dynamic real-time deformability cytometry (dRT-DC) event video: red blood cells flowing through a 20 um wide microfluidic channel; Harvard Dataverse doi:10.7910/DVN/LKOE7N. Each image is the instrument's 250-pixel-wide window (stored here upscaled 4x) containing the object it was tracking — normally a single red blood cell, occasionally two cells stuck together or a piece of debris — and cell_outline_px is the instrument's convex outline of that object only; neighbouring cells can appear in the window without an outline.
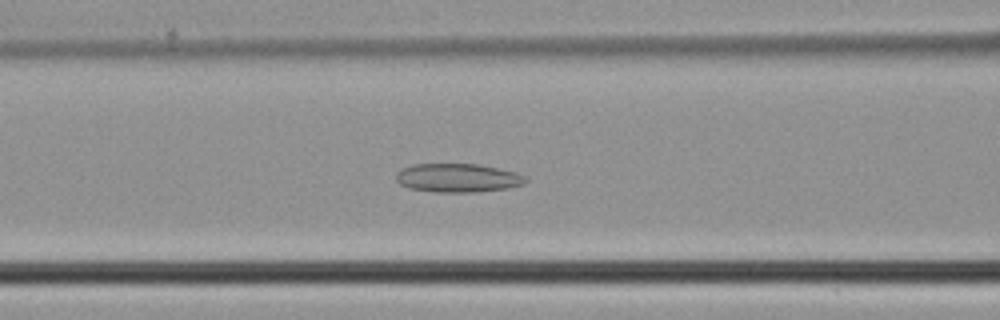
{"species": "common noctule bat (a hibernating species)", "species_latin": "Nyctalus noctula", "temperature_condition": "cold", "stored_images_in_passage": 36, "camera_frame_rate_fps": 3000, "um_per_image_px": 0.085, "animal": {"sex": "male", "body_mass_g": 21.5, "forearm_length_mm": 52.0}, "frame": {"image": 1, "passage_image": 13, "time_ms": 4.0, "image_size_px": [1000, 320], "cell_outline_px": [[528, 180], [524, 184], [508, 188], [476, 192], [436, 192], [408, 188], [400, 184], [396, 180], [396, 172], [412, 164], [476, 164], [516, 172], [524, 176]], "centroid_in_image_um": [38.9, 15.13], "position_along_channel_um": 127.7, "area_um2": 21.62}}
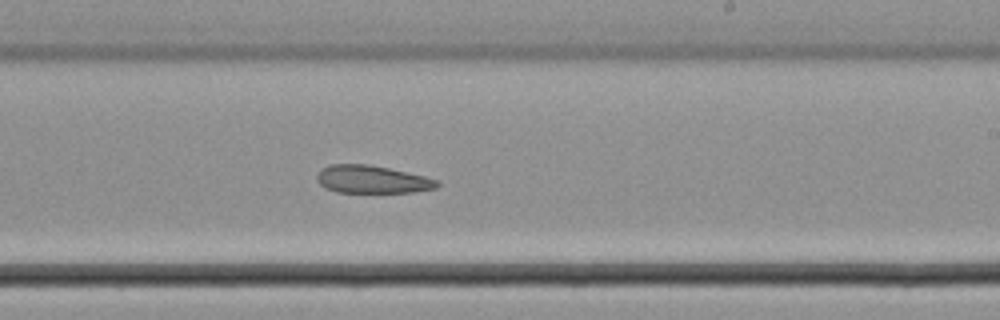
{"frame": {"image": 2, "passage_image": 22, "time_ms": 7.0, "image_size_px": [1000, 320], "cell_outline_px": [[440, 184], [436, 188], [412, 192], [336, 192], [324, 188], [316, 180], [316, 176], [320, 168], [328, 164], [368, 164], [388, 168], [424, 176], [440, 180]], "centroid_in_image_um": [31.59, 15.24], "position_along_channel_um": 257.4, "area_um2": 19.59}}
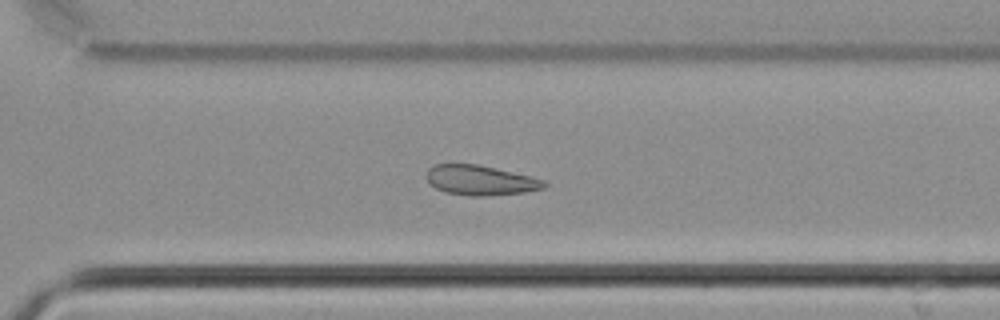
{"frame": {"image": 3, "passage_image": 27, "time_ms": 8.667, "image_size_px": [1000, 320], "cell_outline_px": [[548, 184], [544, 188], [524, 192], [488, 196], [468, 196], [444, 192], [436, 188], [428, 180], [428, 168], [432, 164], [476, 164], [528, 176], [544, 180]], "centroid_in_image_um": [40.82, 15.33], "position_along_channel_um": 329.8, "area_um2": 20.23}}